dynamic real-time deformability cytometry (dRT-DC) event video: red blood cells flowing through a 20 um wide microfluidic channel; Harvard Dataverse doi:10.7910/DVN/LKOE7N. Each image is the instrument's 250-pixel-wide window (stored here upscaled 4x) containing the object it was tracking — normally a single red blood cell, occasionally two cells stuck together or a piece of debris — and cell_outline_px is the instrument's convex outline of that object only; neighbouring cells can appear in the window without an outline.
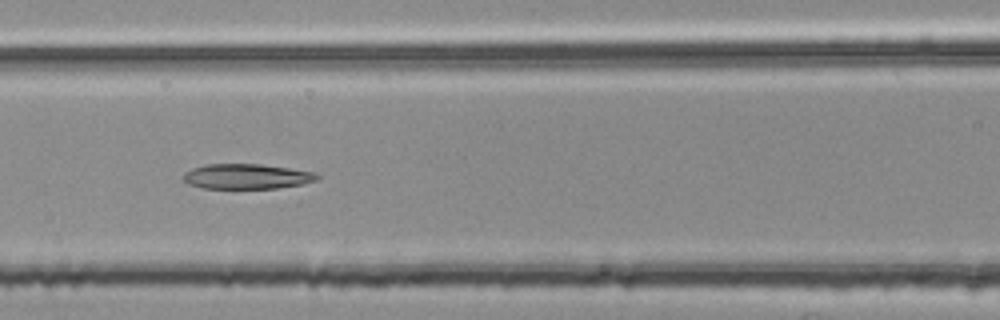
{"species": "common noctule bat (a hibernating species)", "species_latin": "Nyctalus noctula", "temperature_condition": "room temperature", "stored_images_in_passage": 4, "camera_frame_rate_fps": 3000, "um_per_image_px": 0.085, "animal": {"sex": "female", "body_mass_g": 25.1}, "frame": {"image": 1, "passage_image": 4, "time_ms": 1.0, "image_size_px": [1000, 320], "cell_outline_px": [[320, 176], [316, 180], [304, 184], [276, 188], [204, 188], [188, 184], [180, 176], [184, 172], [192, 168], [208, 164], [260, 164], [316, 172]], "centroid_in_image_um": [20.95, 14.99], "position_along_channel_um": 145.6, "area_um2": 19.59}}